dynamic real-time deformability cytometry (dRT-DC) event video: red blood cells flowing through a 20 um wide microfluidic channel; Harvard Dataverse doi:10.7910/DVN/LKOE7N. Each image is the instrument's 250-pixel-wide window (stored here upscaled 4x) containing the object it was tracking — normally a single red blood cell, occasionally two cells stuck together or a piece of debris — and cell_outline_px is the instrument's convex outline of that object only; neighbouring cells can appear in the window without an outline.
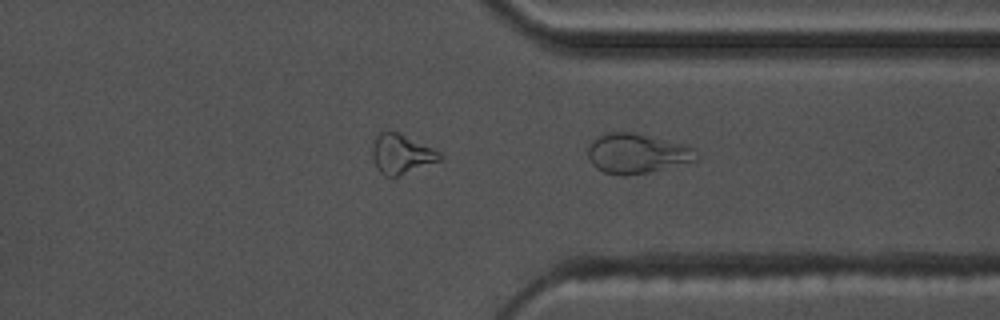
{"species": "common noctule bat (a hibernating species)", "species_latin": "Nyctalus noctula", "temperature_condition": "warm", "stored_images_in_passage": 42, "camera_frame_rate_fps": 3000, "um_per_image_px": 0.085, "animal": {"sex": "male", "body_mass_g": 17.5, "forearm_length_mm": 52.3}, "frame": {"image": 1, "passage_image": 42, "time_ms": 13.667, "image_size_px": [1000, 320], "cell_outline_px": [[700, 156], [696, 160], [648, 172], [628, 176], [620, 176], [604, 172], [596, 168], [592, 164], [588, 156], [588, 148], [592, 140], [600, 136], [612, 132], [636, 132], [696, 148], [700, 152]], "centroid_in_image_um": [54.15, 13.05], "position_along_channel_um": 357.3, "area_um2": 25.14}}